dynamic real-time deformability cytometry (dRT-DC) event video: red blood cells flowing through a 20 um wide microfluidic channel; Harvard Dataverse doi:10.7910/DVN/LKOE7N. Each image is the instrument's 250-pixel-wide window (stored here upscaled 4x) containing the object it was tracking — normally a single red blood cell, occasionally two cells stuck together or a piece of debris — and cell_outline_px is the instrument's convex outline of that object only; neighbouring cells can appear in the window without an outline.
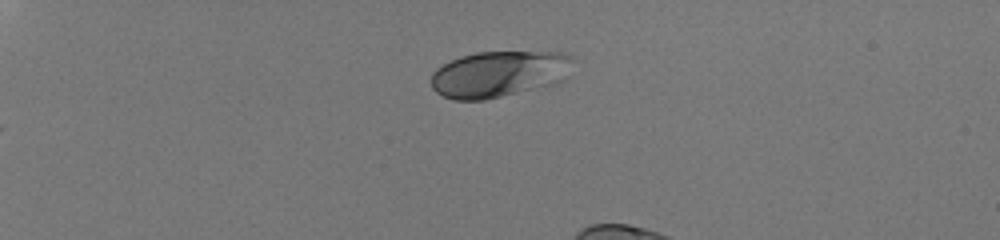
{"species": "human", "species_latin": "Homo sapiens", "temperature_condition": "room temperature", "stored_images_in_passage": 12, "camera_frame_rate_fps": 3000, "um_per_image_px": 0.085, "donor": {"sex": "male"}, "frame": {"image": 1, "passage_image": 1, "time_ms": 0.0, "image_size_px": [1000, 240], "cell_outline_px": [[572, 60], [528, 88], [516, 92], [484, 100], [456, 100], [444, 96], [436, 92], [432, 88], [432, 72], [436, 68], [460, 56], [476, 52], [564, 52], [572, 56]], "centroid_in_image_um": [42.03, 6.25], "position_along_channel_um": 43.0, "area_um2": 35.08}}
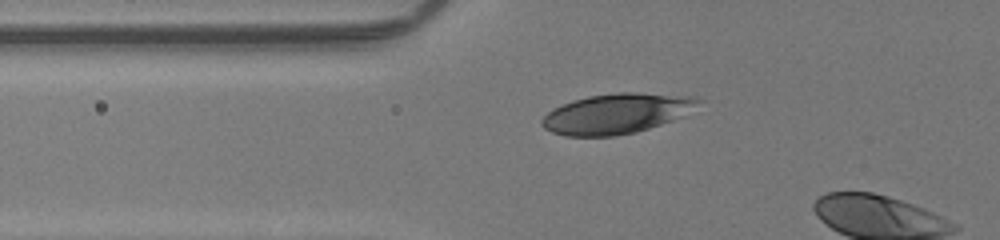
{"frame": {"image": 2, "passage_image": 9, "time_ms": 2.667, "image_size_px": [1000, 240], "cell_outline_px": [[704, 100], [684, 116], [636, 132], [616, 136], [564, 136], [552, 132], [544, 128], [540, 124], [540, 120], [552, 108], [572, 100], [588, 96], [620, 92], [636, 92], [696, 96]], "centroid_in_image_um": [52.41, 9.64], "position_along_channel_um": 73.4, "area_um2": 36.82}}